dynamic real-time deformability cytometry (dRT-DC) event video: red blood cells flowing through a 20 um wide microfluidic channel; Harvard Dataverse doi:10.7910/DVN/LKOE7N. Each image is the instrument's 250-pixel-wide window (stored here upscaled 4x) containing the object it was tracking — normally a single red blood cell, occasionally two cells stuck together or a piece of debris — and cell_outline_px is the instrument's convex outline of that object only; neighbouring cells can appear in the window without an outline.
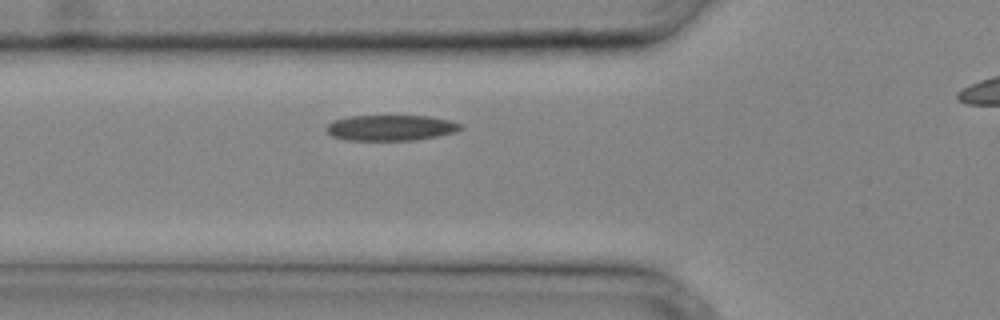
{"species": "common noctule bat (a hibernating species)", "species_latin": "Nyctalus noctula", "temperature_condition": "cold", "stored_images_in_passage": 27, "camera_frame_rate_fps": 3000, "um_per_image_px": 0.085, "animal": {"sex": "male", "body_mass_g": 20.4}, "frame": {"image": 1, "passage_image": 8, "time_ms": 2.333, "image_size_px": [1000, 320], "cell_outline_px": [[464, 128], [456, 132], [436, 136], [412, 140], [348, 140], [332, 136], [324, 128], [332, 120], [348, 116], [428, 116], [448, 120], [464, 124]], "centroid_in_image_um": [33.21, 10.85], "position_along_channel_um": 92.6, "area_um2": 20.11}}
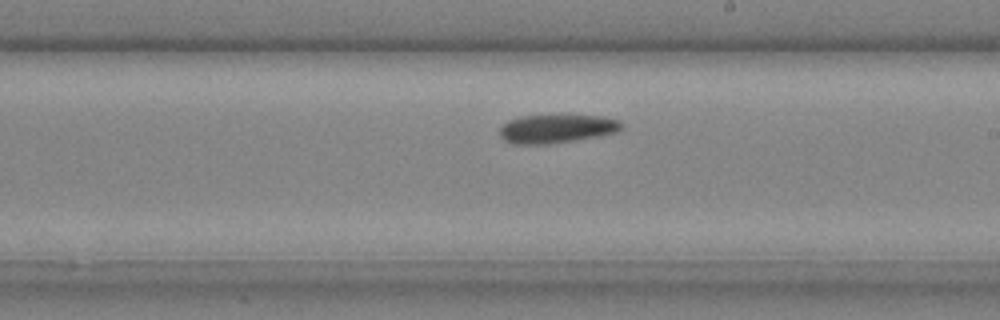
{"frame": {"image": 2, "passage_image": 16, "time_ms": 5.0, "image_size_px": [1000, 320], "cell_outline_px": [[624, 128], [616, 132], [600, 136], [576, 140], [548, 144], [512, 144], [504, 140], [500, 136], [500, 128], [508, 120], [520, 116], [604, 116], [620, 120], [624, 124]], "centroid_in_image_um": [47.35, 10.95], "position_along_channel_um": 241.7, "area_um2": 20.35}}